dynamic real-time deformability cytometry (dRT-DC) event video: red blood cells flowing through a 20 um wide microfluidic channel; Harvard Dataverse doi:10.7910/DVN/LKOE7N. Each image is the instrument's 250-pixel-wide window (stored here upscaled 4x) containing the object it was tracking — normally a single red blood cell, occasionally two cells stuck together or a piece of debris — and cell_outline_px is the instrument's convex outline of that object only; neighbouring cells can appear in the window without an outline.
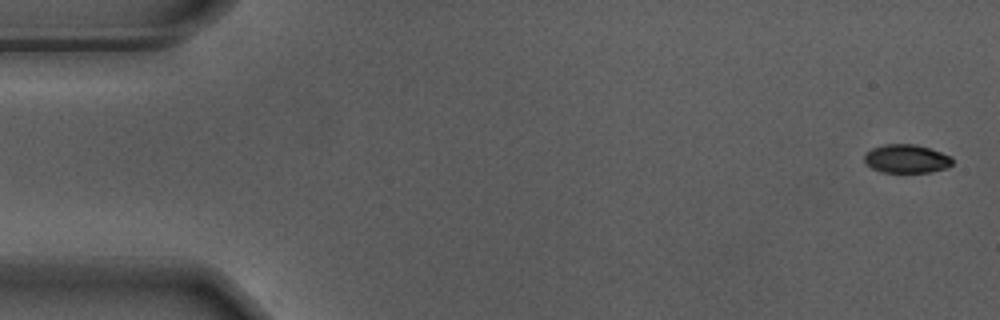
{"species": "Egyptian fruit bat (a non-hibernating species)", "species_latin": "Rousettus aegyptiacus", "temperature_condition": "warm", "stored_images_in_passage": 55, "camera_frame_rate_fps": 3000, "um_per_image_px": 0.085, "animal": {"sex": "male"}, "frame": {"image": 1, "passage_image": 1, "time_ms": 0.0, "image_size_px": [1000, 320], "cell_outline_px": [[952, 164], [948, 168], [932, 172], [884, 172], [872, 168], [864, 164], [864, 152], [872, 148], [884, 144], [916, 144], [952, 156]], "centroid_in_image_um": [77.03, 13.49], "position_along_channel_um": 8.0, "area_um2": 14.8}}
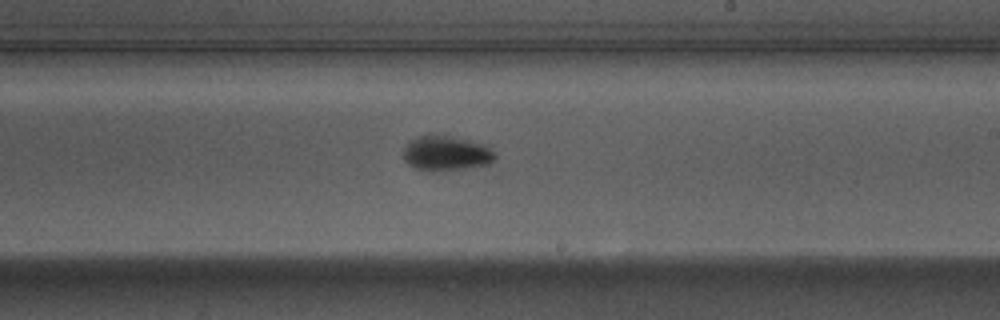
{"frame": {"image": 2, "passage_image": 32, "time_ms": 10.333, "image_size_px": [1000, 320], "cell_outline_px": [[496, 156], [488, 164], [464, 168], [432, 172], [416, 168], [408, 164], [404, 160], [404, 148], [408, 140], [416, 136], [428, 132], [436, 132], [484, 144], [496, 152]], "centroid_in_image_um": [37.87, 12.98], "position_along_channel_um": 251.1, "area_um2": 19.19}}
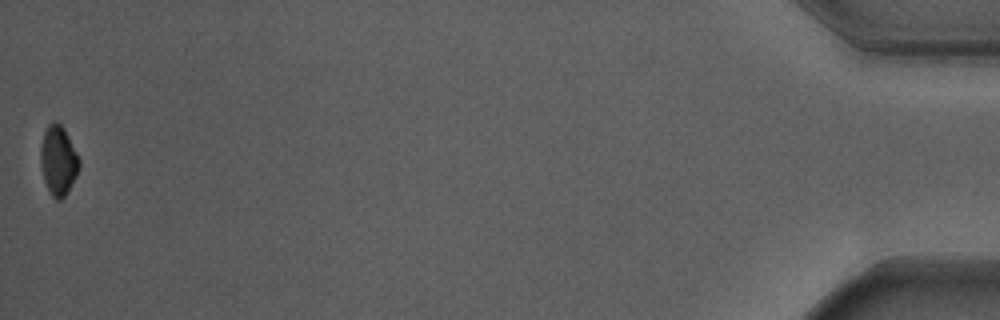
{"frame": {"image": 3, "passage_image": 55, "time_ms": 18.0, "image_size_px": [1000, 320], "cell_outline_px": [[80, 168], [68, 192], [60, 200], [56, 200], [52, 196], [44, 180], [40, 164], [40, 148], [44, 132], [48, 124], [52, 120], [56, 120], [64, 128], [80, 160]], "centroid_in_image_um": [4.95, 13.62], "position_along_channel_um": 430.2, "area_um2": 15.72}, "authors_computed_cell_mechanics": {"area_um2": 16.762, "velocity_mm_per_s": 3.695, "shape_relaxation_time_tau1_ms": 3.491, "shape_relaxation_time_tau2_ms": null, "deformation_change_tau1": 0.1765, "deformation_change_tau2": null}}